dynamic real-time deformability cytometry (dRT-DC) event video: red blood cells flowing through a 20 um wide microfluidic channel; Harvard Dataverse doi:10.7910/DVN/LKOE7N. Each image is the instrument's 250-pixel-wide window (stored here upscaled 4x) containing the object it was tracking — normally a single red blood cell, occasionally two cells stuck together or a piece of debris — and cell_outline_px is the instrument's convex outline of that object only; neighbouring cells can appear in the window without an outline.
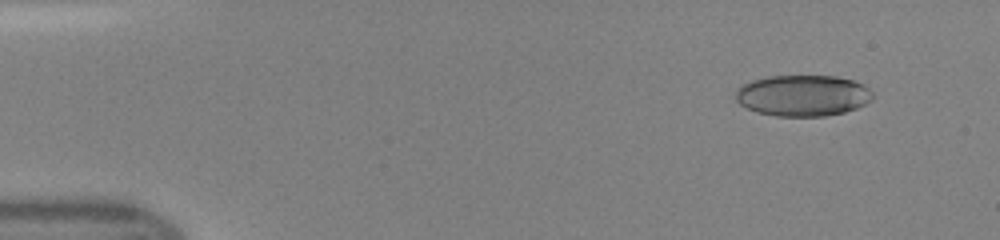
{"species": "human", "species_latin": "Homo sapiens", "temperature_condition": "room temperature", "stored_images_in_passage": 46, "camera_frame_rate_fps": 3000, "um_per_image_px": 0.085, "donor": {"sex": "female"}, "frame": {"image": 1, "passage_image": 4, "time_ms": 1.0, "image_size_px": [1000, 240], "cell_outline_px": [[872, 100], [856, 108], [844, 112], [824, 116], [776, 116], [756, 112], [740, 104], [736, 100], [736, 92], [740, 84], [752, 80], [768, 76], [836, 76], [852, 80], [864, 84], [872, 92]], "centroid_in_image_um": [68.22, 8.11], "position_along_channel_um": 16.8, "area_um2": 32.95}}
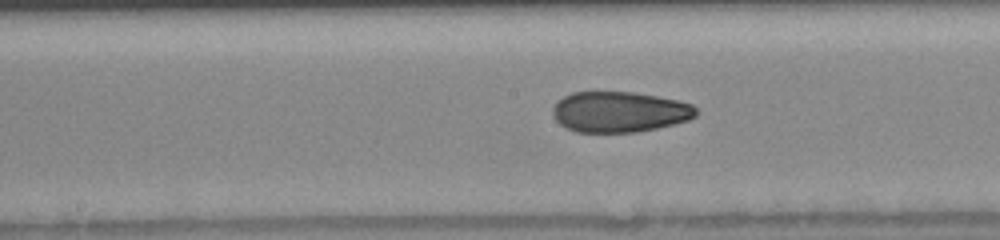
{"frame": {"image": 2, "passage_image": 24, "time_ms": 7.667, "image_size_px": [1000, 240], "cell_outline_px": [[700, 112], [696, 116], [688, 120], [656, 128], [636, 132], [576, 132], [560, 124], [556, 120], [552, 112], [552, 108], [564, 96], [572, 92], [632, 92], [656, 96], [676, 100], [692, 104]], "centroid_in_image_um": [52.67, 9.51], "position_along_channel_um": 195.5, "area_um2": 33.81}}
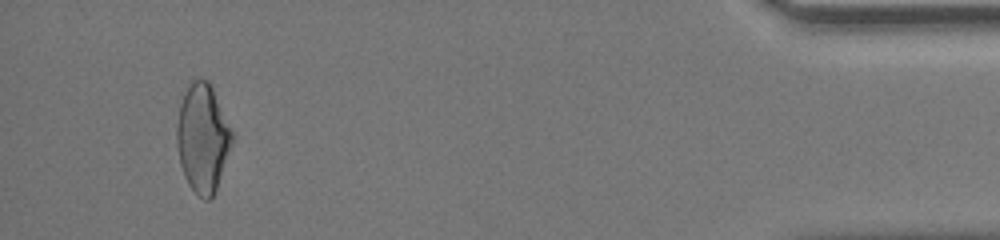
{"frame": {"image": 3, "passage_image": 44, "time_ms": 14.333, "image_size_px": [1000, 240], "cell_outline_px": [[232, 144], [216, 188], [212, 196], [208, 200], [204, 200], [188, 184], [184, 176], [180, 164], [176, 144], [176, 124], [180, 104], [188, 80], [208, 80], [212, 88], [232, 132]], "centroid_in_image_um": [17.19, 11.72], "position_along_channel_um": 418.0, "area_um2": 34.51}}